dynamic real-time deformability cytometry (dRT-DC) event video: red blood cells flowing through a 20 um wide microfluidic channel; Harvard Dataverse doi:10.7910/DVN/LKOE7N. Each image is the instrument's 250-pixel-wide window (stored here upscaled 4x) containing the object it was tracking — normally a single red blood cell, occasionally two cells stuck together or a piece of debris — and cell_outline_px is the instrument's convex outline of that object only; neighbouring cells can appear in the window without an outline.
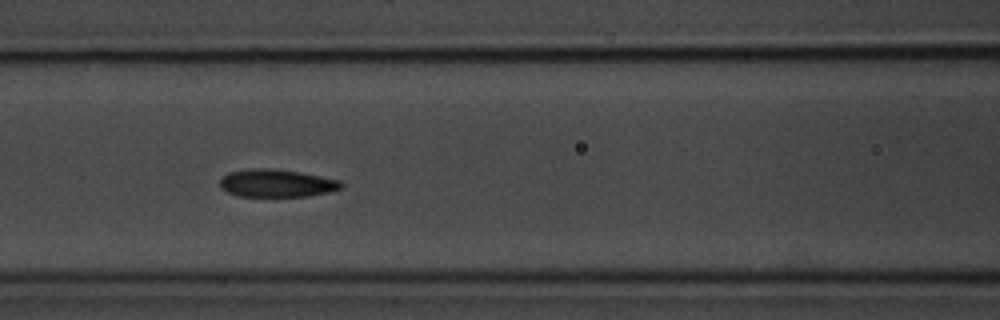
{"species": "common noctule bat (a hibernating species)", "species_latin": "Nyctalus noctula", "temperature_condition": "room temperature", "stored_images_in_passage": 7, "camera_frame_rate_fps": 3000, "um_per_image_px": 0.085, "animal": {"sex": "male", "body_mass_g": 20.1, "forearm_length_mm": 53.5}, "frame": {"image": 1, "passage_image": 6, "time_ms": 5.667, "image_size_px": [1000, 320], "cell_outline_px": [[344, 188], [328, 192], [308, 196], [240, 196], [228, 192], [220, 188], [220, 180], [228, 172], [252, 168], [268, 168], [300, 172], [340, 180], [344, 184]], "centroid_in_image_um": [23.53, 15.57], "position_along_channel_um": 143.1, "area_um2": 19.59}}
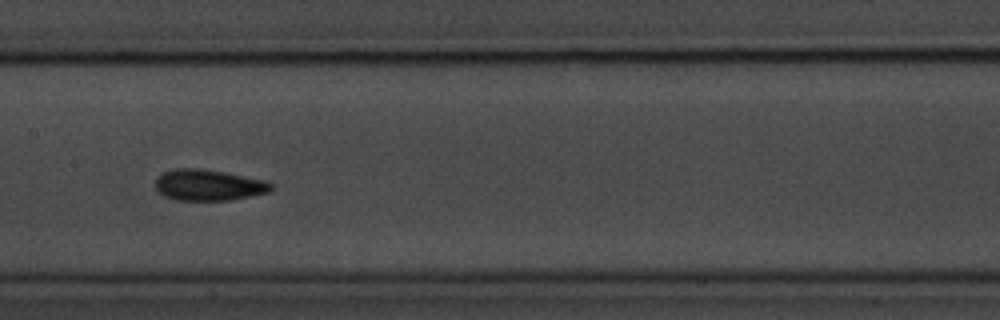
{"frame": {"image": 2, "passage_image": 7, "time_ms": 7.0, "image_size_px": [1000, 320], "cell_outline_px": [[272, 188], [268, 192], [228, 200], [176, 200], [164, 196], [156, 192], [156, 180], [164, 172], [176, 168], [200, 168], [224, 172], [264, 180], [272, 184]], "centroid_in_image_um": [17.68, 15.73], "position_along_channel_um": 189.7, "area_um2": 20.75}}